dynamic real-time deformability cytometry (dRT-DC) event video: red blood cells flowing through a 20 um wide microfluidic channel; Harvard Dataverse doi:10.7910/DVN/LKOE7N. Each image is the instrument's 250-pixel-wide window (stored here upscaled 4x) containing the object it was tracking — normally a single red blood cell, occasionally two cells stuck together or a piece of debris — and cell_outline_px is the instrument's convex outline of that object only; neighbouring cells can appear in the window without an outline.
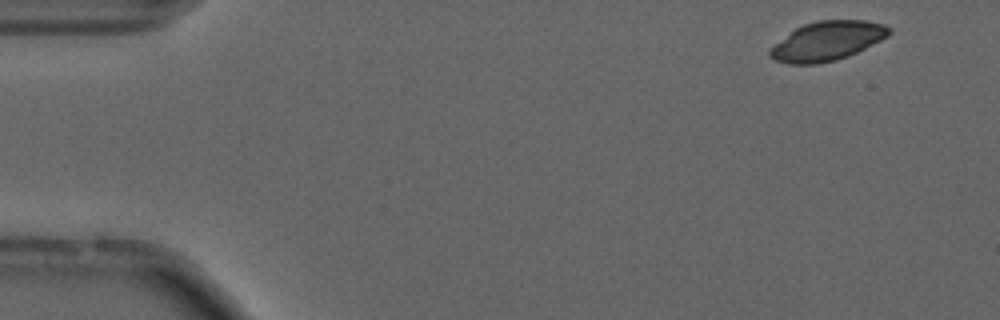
{"species": "common noctule bat (a hibernating species)", "species_latin": "Nyctalus noctula", "temperature_condition": "cold", "stored_images_in_passage": 6, "camera_frame_rate_fps": 3000, "um_per_image_px": 0.085, "animal": {"sex": "male", "forearm_length_mm": 52.5}, "frame": {"image": 1, "passage_image": 3, "time_ms": 0.667, "image_size_px": [1000, 320], "cell_outline_px": [[892, 32], [888, 36], [848, 56], [836, 60], [816, 64], [788, 64], [776, 60], [768, 56], [768, 52], [776, 44], [796, 28], [804, 24], [816, 20], [868, 20], [884, 24], [892, 28]], "centroid_in_image_um": [70.35, 3.48], "position_along_channel_um": 14.7, "area_um2": 26.99}}